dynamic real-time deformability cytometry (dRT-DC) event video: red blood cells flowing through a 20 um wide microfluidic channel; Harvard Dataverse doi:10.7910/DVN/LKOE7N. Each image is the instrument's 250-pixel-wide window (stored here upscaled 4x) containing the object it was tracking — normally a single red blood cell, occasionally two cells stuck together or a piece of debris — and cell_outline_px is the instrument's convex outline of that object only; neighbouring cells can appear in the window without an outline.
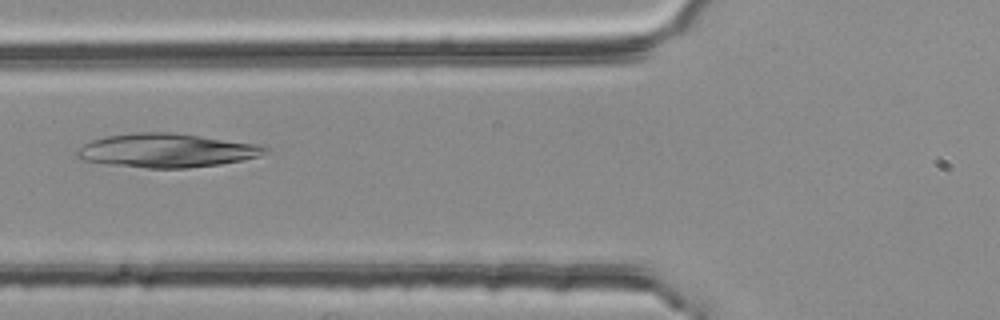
{"species": "common noctule bat (a hibernating species)", "species_latin": "Nyctalus noctula", "temperature_condition": "room temperature", "stored_images_in_passage": 2, "camera_frame_rate_fps": 3000, "um_per_image_px": 0.085, "animal": {"sex": "female", "body_mass_g": 25.1}, "frame": {"image": 1, "passage_image": 2, "time_ms": 0.333, "image_size_px": [1000, 320], "cell_outline_px": [[268, 148], [264, 152], [256, 156], [240, 160], [220, 164], [188, 168], [148, 168], [108, 164], [84, 160], [76, 156], [76, 148], [92, 140], [104, 136], [136, 132], [176, 132], [256, 144]], "centroid_in_image_um": [14.08, 12.78], "position_along_channel_um": 111.7, "area_um2": 36.88}}